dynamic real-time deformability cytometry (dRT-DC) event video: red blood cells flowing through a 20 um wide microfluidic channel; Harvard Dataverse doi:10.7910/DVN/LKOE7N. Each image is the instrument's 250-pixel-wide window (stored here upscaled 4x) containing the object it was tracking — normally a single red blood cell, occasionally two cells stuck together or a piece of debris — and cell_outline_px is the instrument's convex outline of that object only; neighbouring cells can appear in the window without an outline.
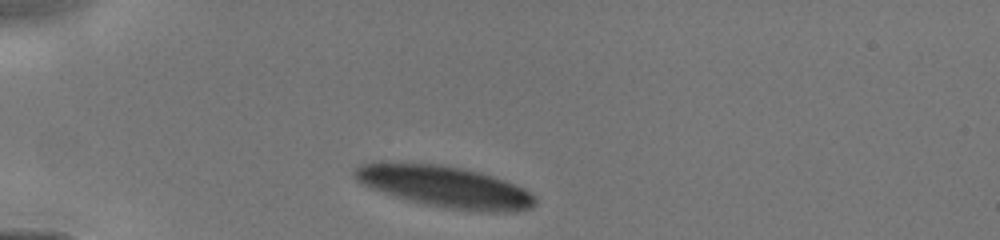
{"species": "human", "species_latin": "Homo sapiens", "temperature_condition": "cold", "stored_images_in_passage": 3, "camera_frame_rate_fps": 3000, "um_per_image_px": 0.085, "donor": {"sex": "male"}, "frame": {"image": 1, "passage_image": 1, "time_ms": 0.0, "image_size_px": [1000, 240], "cell_outline_px": [[536, 204], [532, 208], [516, 212], [480, 212], [444, 208], [424, 204], [408, 200], [372, 188], [356, 180], [352, 176], [352, 172], [356, 168], [364, 164], [440, 164], [480, 172], [516, 184], [524, 188], [536, 196]], "centroid_in_image_um": [37.94, 15.91], "position_along_channel_um": 47.1, "area_um2": 43.18}}
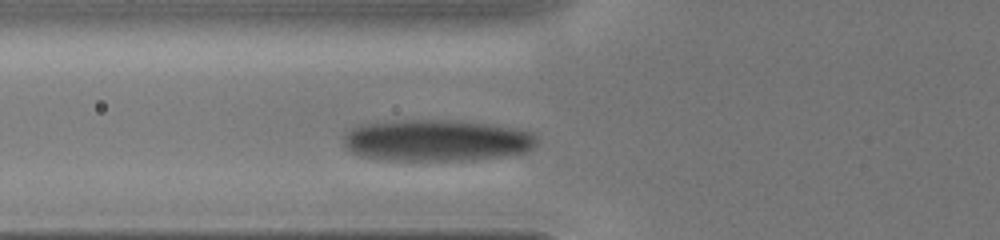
{"frame": {"image": 2, "passage_image": 3, "time_ms": 1.667, "image_size_px": [1000, 240], "cell_outline_px": [[536, 144], [532, 148], [524, 152], [512, 156], [472, 160], [388, 160], [360, 156], [352, 152], [344, 144], [344, 136], [352, 128], [360, 124], [408, 120], [448, 120], [484, 124], [516, 128], [532, 132], [536, 136]], "centroid_in_image_um": [37.14, 11.95], "position_along_channel_um": 88.7, "area_um2": 46.76}}